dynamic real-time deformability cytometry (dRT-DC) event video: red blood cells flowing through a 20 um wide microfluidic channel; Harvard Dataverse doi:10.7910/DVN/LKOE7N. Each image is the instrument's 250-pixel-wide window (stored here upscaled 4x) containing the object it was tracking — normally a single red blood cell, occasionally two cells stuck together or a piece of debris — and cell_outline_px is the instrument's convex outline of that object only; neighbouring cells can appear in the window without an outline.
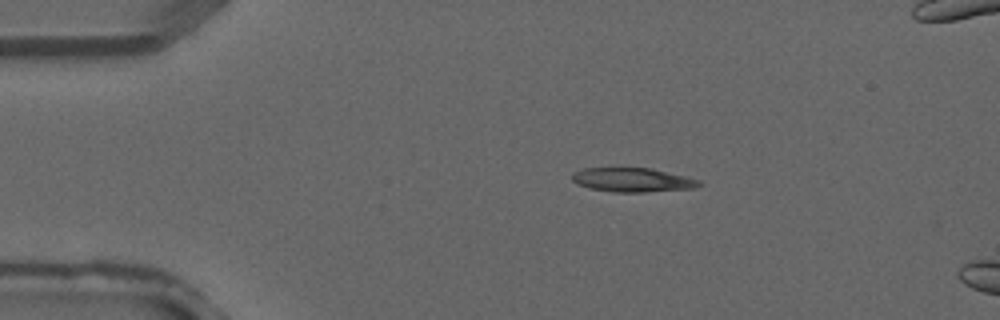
{"species": "common noctule bat (a hibernating species)", "species_latin": "Nyctalus noctula", "temperature_condition": "warm", "stored_images_in_passage": 4, "camera_frame_rate_fps": 3000, "um_per_image_px": 0.085, "animal": {"sex": "male", "forearm_length_mm": 52.5}, "frame": {"image": 1, "passage_image": 2, "time_ms": 0.333, "image_size_px": [1000, 320], "cell_outline_px": [[704, 184], [696, 188], [644, 192], [612, 192], [588, 188], [576, 184], [572, 180], [572, 172], [584, 168], [652, 168], [700, 180]], "centroid_in_image_um": [53.75, 15.3], "position_along_channel_um": 31.2, "area_um2": 17.98}}